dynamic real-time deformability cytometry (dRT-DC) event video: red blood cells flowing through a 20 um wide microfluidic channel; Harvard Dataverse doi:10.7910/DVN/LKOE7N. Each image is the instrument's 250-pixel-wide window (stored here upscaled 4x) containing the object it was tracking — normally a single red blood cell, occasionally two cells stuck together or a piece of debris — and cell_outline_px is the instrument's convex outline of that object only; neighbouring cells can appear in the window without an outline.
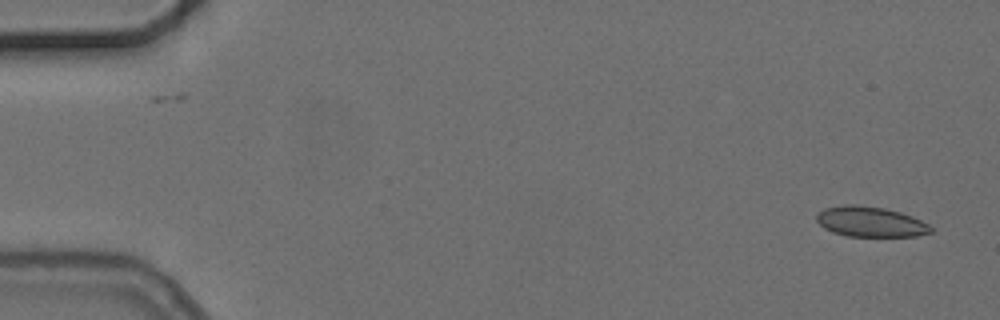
{"species": "common noctule bat (a hibernating species)", "species_latin": "Nyctalus noctula", "temperature_condition": "cold", "stored_images_in_passage": 8, "camera_frame_rate_fps": 3000, "um_per_image_px": 0.085, "animal": {"sex": "female", "body_mass_g": 24.6, "forearm_length_mm": 56.2}, "frame": {"image": 1, "passage_image": 1, "time_ms": 0.0, "image_size_px": [1000, 320], "cell_outline_px": [[932, 232], [916, 236], [848, 236], [832, 232], [824, 228], [816, 220], [816, 216], [824, 208], [848, 204], [852, 204], [884, 208], [900, 212], [912, 216], [928, 224], [932, 228]], "centroid_in_image_um": [73.98, 18.85], "position_along_channel_um": 11.0, "area_um2": 20.0}}
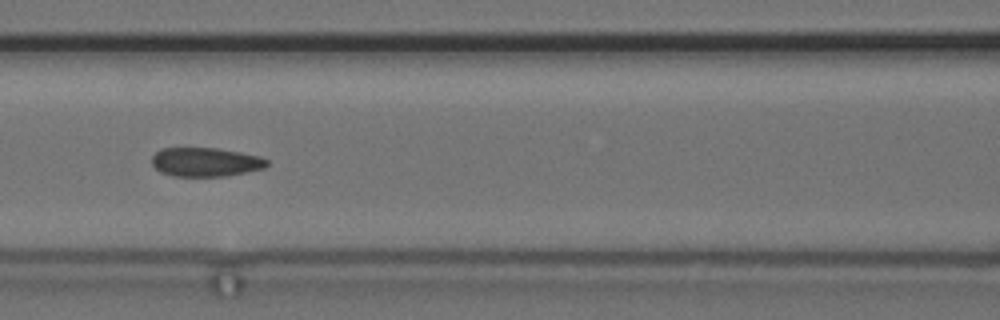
{"frame": {"image": 2, "passage_image": 7, "time_ms": 7.333, "image_size_px": [1000, 320], "cell_outline_px": [[268, 164], [264, 168], [224, 176], [172, 176], [160, 172], [152, 164], [152, 156], [160, 148], [216, 148], [240, 152], [260, 156], [268, 160]], "centroid_in_image_um": [17.45, 13.77], "position_along_channel_um": 149.2, "area_um2": 19.36}}
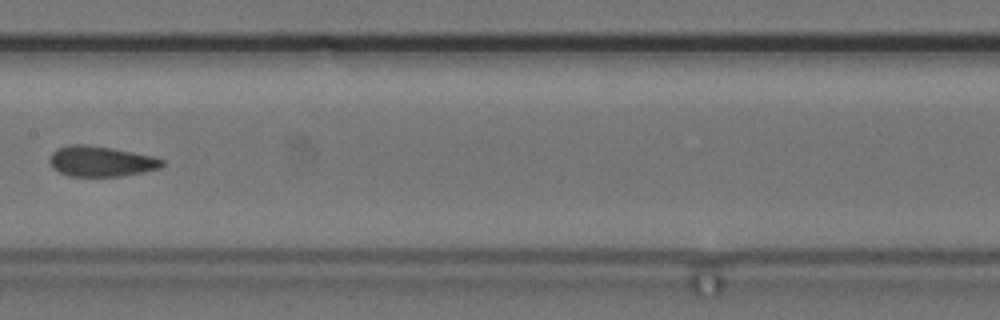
{"frame": {"image": 3, "passage_image": 8, "time_ms": 8.667, "image_size_px": [1000, 320], "cell_outline_px": [[164, 164], [160, 168], [144, 172], [120, 176], [68, 176], [52, 168], [48, 160], [52, 152], [56, 148], [68, 144], [88, 144], [112, 148], [152, 156], [164, 160]], "centroid_in_image_um": [8.54, 13.7], "position_along_channel_um": 198.9, "area_um2": 20.11}}